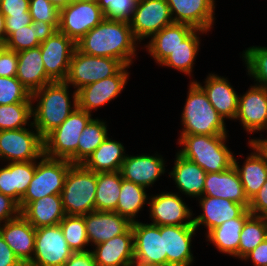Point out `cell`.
Wrapping results in <instances>:
<instances>
[{"label": "cell", "instance_id": "cell-3", "mask_svg": "<svg viewBox=\"0 0 267 266\" xmlns=\"http://www.w3.org/2000/svg\"><path fill=\"white\" fill-rule=\"evenodd\" d=\"M228 135L180 134L177 151L206 173L223 172L233 166L234 155L226 145Z\"/></svg>", "mask_w": 267, "mask_h": 266}, {"label": "cell", "instance_id": "cell-37", "mask_svg": "<svg viewBox=\"0 0 267 266\" xmlns=\"http://www.w3.org/2000/svg\"><path fill=\"white\" fill-rule=\"evenodd\" d=\"M121 184L120 171L97 173L95 211L114 212L116 210Z\"/></svg>", "mask_w": 267, "mask_h": 266}, {"label": "cell", "instance_id": "cell-23", "mask_svg": "<svg viewBox=\"0 0 267 266\" xmlns=\"http://www.w3.org/2000/svg\"><path fill=\"white\" fill-rule=\"evenodd\" d=\"M87 237L94 246L125 233L132 223L117 212L92 211L84 215Z\"/></svg>", "mask_w": 267, "mask_h": 266}, {"label": "cell", "instance_id": "cell-12", "mask_svg": "<svg viewBox=\"0 0 267 266\" xmlns=\"http://www.w3.org/2000/svg\"><path fill=\"white\" fill-rule=\"evenodd\" d=\"M173 23L170 7L166 0L138 1L129 24L139 42L151 38L164 27Z\"/></svg>", "mask_w": 267, "mask_h": 266}, {"label": "cell", "instance_id": "cell-9", "mask_svg": "<svg viewBox=\"0 0 267 266\" xmlns=\"http://www.w3.org/2000/svg\"><path fill=\"white\" fill-rule=\"evenodd\" d=\"M104 18L97 0H71L60 9L58 30L76 43Z\"/></svg>", "mask_w": 267, "mask_h": 266}, {"label": "cell", "instance_id": "cell-11", "mask_svg": "<svg viewBox=\"0 0 267 266\" xmlns=\"http://www.w3.org/2000/svg\"><path fill=\"white\" fill-rule=\"evenodd\" d=\"M73 253L59 224L40 227L36 229L34 255L27 266H63Z\"/></svg>", "mask_w": 267, "mask_h": 266}, {"label": "cell", "instance_id": "cell-4", "mask_svg": "<svg viewBox=\"0 0 267 266\" xmlns=\"http://www.w3.org/2000/svg\"><path fill=\"white\" fill-rule=\"evenodd\" d=\"M188 96L181 114L180 134L227 135L226 123L212 106L204 90L190 80Z\"/></svg>", "mask_w": 267, "mask_h": 266}, {"label": "cell", "instance_id": "cell-10", "mask_svg": "<svg viewBox=\"0 0 267 266\" xmlns=\"http://www.w3.org/2000/svg\"><path fill=\"white\" fill-rule=\"evenodd\" d=\"M44 154L43 138L38 130L22 128L0 130V160L28 162L39 160Z\"/></svg>", "mask_w": 267, "mask_h": 266}, {"label": "cell", "instance_id": "cell-34", "mask_svg": "<svg viewBox=\"0 0 267 266\" xmlns=\"http://www.w3.org/2000/svg\"><path fill=\"white\" fill-rule=\"evenodd\" d=\"M250 215L251 213L247 209L239 218H233L212 229L206 235L207 241H210L219 252L239 258L241 230Z\"/></svg>", "mask_w": 267, "mask_h": 266}, {"label": "cell", "instance_id": "cell-49", "mask_svg": "<svg viewBox=\"0 0 267 266\" xmlns=\"http://www.w3.org/2000/svg\"><path fill=\"white\" fill-rule=\"evenodd\" d=\"M29 11V0H1L0 12L4 16H24Z\"/></svg>", "mask_w": 267, "mask_h": 266}, {"label": "cell", "instance_id": "cell-21", "mask_svg": "<svg viewBox=\"0 0 267 266\" xmlns=\"http://www.w3.org/2000/svg\"><path fill=\"white\" fill-rule=\"evenodd\" d=\"M197 231L195 226H160L164 234V253L167 266H190L194 262L192 238Z\"/></svg>", "mask_w": 267, "mask_h": 266}, {"label": "cell", "instance_id": "cell-43", "mask_svg": "<svg viewBox=\"0 0 267 266\" xmlns=\"http://www.w3.org/2000/svg\"><path fill=\"white\" fill-rule=\"evenodd\" d=\"M247 75L254 79L258 86L267 88V47L251 46L242 53Z\"/></svg>", "mask_w": 267, "mask_h": 266}, {"label": "cell", "instance_id": "cell-14", "mask_svg": "<svg viewBox=\"0 0 267 266\" xmlns=\"http://www.w3.org/2000/svg\"><path fill=\"white\" fill-rule=\"evenodd\" d=\"M181 195L161 192L149 197L151 224L158 226H194L193 211L183 202Z\"/></svg>", "mask_w": 267, "mask_h": 266}, {"label": "cell", "instance_id": "cell-40", "mask_svg": "<svg viewBox=\"0 0 267 266\" xmlns=\"http://www.w3.org/2000/svg\"><path fill=\"white\" fill-rule=\"evenodd\" d=\"M107 136L106 122L92 118L78 140V164H83Z\"/></svg>", "mask_w": 267, "mask_h": 266}, {"label": "cell", "instance_id": "cell-56", "mask_svg": "<svg viewBox=\"0 0 267 266\" xmlns=\"http://www.w3.org/2000/svg\"><path fill=\"white\" fill-rule=\"evenodd\" d=\"M6 41L5 16L0 12V45Z\"/></svg>", "mask_w": 267, "mask_h": 266}, {"label": "cell", "instance_id": "cell-52", "mask_svg": "<svg viewBox=\"0 0 267 266\" xmlns=\"http://www.w3.org/2000/svg\"><path fill=\"white\" fill-rule=\"evenodd\" d=\"M243 260H250L254 266H267V238L246 255Z\"/></svg>", "mask_w": 267, "mask_h": 266}, {"label": "cell", "instance_id": "cell-42", "mask_svg": "<svg viewBox=\"0 0 267 266\" xmlns=\"http://www.w3.org/2000/svg\"><path fill=\"white\" fill-rule=\"evenodd\" d=\"M32 103H14L0 105V130L34 128L32 121ZM30 123V124H29Z\"/></svg>", "mask_w": 267, "mask_h": 266}, {"label": "cell", "instance_id": "cell-22", "mask_svg": "<svg viewBox=\"0 0 267 266\" xmlns=\"http://www.w3.org/2000/svg\"><path fill=\"white\" fill-rule=\"evenodd\" d=\"M197 200L203 213L193 218V224L196 229H199L200 225L206 227L205 235L224 222L239 218L247 210L242 204L223 198L202 196Z\"/></svg>", "mask_w": 267, "mask_h": 266}, {"label": "cell", "instance_id": "cell-51", "mask_svg": "<svg viewBox=\"0 0 267 266\" xmlns=\"http://www.w3.org/2000/svg\"><path fill=\"white\" fill-rule=\"evenodd\" d=\"M32 23L31 15L28 12L24 16H5L6 39L15 31Z\"/></svg>", "mask_w": 267, "mask_h": 266}, {"label": "cell", "instance_id": "cell-32", "mask_svg": "<svg viewBox=\"0 0 267 266\" xmlns=\"http://www.w3.org/2000/svg\"><path fill=\"white\" fill-rule=\"evenodd\" d=\"M21 215L35 228L59 224L65 217L61 195H48L30 202Z\"/></svg>", "mask_w": 267, "mask_h": 266}, {"label": "cell", "instance_id": "cell-17", "mask_svg": "<svg viewBox=\"0 0 267 266\" xmlns=\"http://www.w3.org/2000/svg\"><path fill=\"white\" fill-rule=\"evenodd\" d=\"M134 234V260L167 266V254L164 253V234L160 226L151 223H132Z\"/></svg>", "mask_w": 267, "mask_h": 266}, {"label": "cell", "instance_id": "cell-44", "mask_svg": "<svg viewBox=\"0 0 267 266\" xmlns=\"http://www.w3.org/2000/svg\"><path fill=\"white\" fill-rule=\"evenodd\" d=\"M32 103L31 93L14 77H0V105Z\"/></svg>", "mask_w": 267, "mask_h": 266}, {"label": "cell", "instance_id": "cell-33", "mask_svg": "<svg viewBox=\"0 0 267 266\" xmlns=\"http://www.w3.org/2000/svg\"><path fill=\"white\" fill-rule=\"evenodd\" d=\"M125 151L123 143L107 136L83 165L95 173L117 172L125 160Z\"/></svg>", "mask_w": 267, "mask_h": 266}, {"label": "cell", "instance_id": "cell-1", "mask_svg": "<svg viewBox=\"0 0 267 266\" xmlns=\"http://www.w3.org/2000/svg\"><path fill=\"white\" fill-rule=\"evenodd\" d=\"M136 48L138 41L128 22L105 18L76 42V49L82 53L114 58L126 66L136 58Z\"/></svg>", "mask_w": 267, "mask_h": 266}, {"label": "cell", "instance_id": "cell-13", "mask_svg": "<svg viewBox=\"0 0 267 266\" xmlns=\"http://www.w3.org/2000/svg\"><path fill=\"white\" fill-rule=\"evenodd\" d=\"M128 68L124 65L115 75L91 83L77 91V106L91 114L92 110L117 98L125 89L129 79Z\"/></svg>", "mask_w": 267, "mask_h": 266}, {"label": "cell", "instance_id": "cell-8", "mask_svg": "<svg viewBox=\"0 0 267 266\" xmlns=\"http://www.w3.org/2000/svg\"><path fill=\"white\" fill-rule=\"evenodd\" d=\"M124 65L117 59L92 56L74 50L65 82L75 91L115 75Z\"/></svg>", "mask_w": 267, "mask_h": 266}, {"label": "cell", "instance_id": "cell-41", "mask_svg": "<svg viewBox=\"0 0 267 266\" xmlns=\"http://www.w3.org/2000/svg\"><path fill=\"white\" fill-rule=\"evenodd\" d=\"M59 225L69 248L73 252L89 251L86 248L90 244L87 237L84 216L65 215Z\"/></svg>", "mask_w": 267, "mask_h": 266}, {"label": "cell", "instance_id": "cell-15", "mask_svg": "<svg viewBox=\"0 0 267 266\" xmlns=\"http://www.w3.org/2000/svg\"><path fill=\"white\" fill-rule=\"evenodd\" d=\"M76 43L59 30L40 44L47 76L54 81H65Z\"/></svg>", "mask_w": 267, "mask_h": 266}, {"label": "cell", "instance_id": "cell-18", "mask_svg": "<svg viewBox=\"0 0 267 266\" xmlns=\"http://www.w3.org/2000/svg\"><path fill=\"white\" fill-rule=\"evenodd\" d=\"M174 23L188 24L206 32L214 25L215 0H166Z\"/></svg>", "mask_w": 267, "mask_h": 266}, {"label": "cell", "instance_id": "cell-27", "mask_svg": "<svg viewBox=\"0 0 267 266\" xmlns=\"http://www.w3.org/2000/svg\"><path fill=\"white\" fill-rule=\"evenodd\" d=\"M247 144L253 152L247 156L241 168L234 155L233 165L239 174L245 195L250 201L267 180V157L254 142Z\"/></svg>", "mask_w": 267, "mask_h": 266}, {"label": "cell", "instance_id": "cell-16", "mask_svg": "<svg viewBox=\"0 0 267 266\" xmlns=\"http://www.w3.org/2000/svg\"><path fill=\"white\" fill-rule=\"evenodd\" d=\"M235 120H240L249 134L267 130V88L255 84L240 94Z\"/></svg>", "mask_w": 267, "mask_h": 266}, {"label": "cell", "instance_id": "cell-7", "mask_svg": "<svg viewBox=\"0 0 267 266\" xmlns=\"http://www.w3.org/2000/svg\"><path fill=\"white\" fill-rule=\"evenodd\" d=\"M72 163L66 159L50 158L44 154L36 160V169L20 201L22 211L30 202L48 195H61L67 172Z\"/></svg>", "mask_w": 267, "mask_h": 266}, {"label": "cell", "instance_id": "cell-24", "mask_svg": "<svg viewBox=\"0 0 267 266\" xmlns=\"http://www.w3.org/2000/svg\"><path fill=\"white\" fill-rule=\"evenodd\" d=\"M203 196L227 199L242 204L246 209L250 204L234 165L223 172L207 173Z\"/></svg>", "mask_w": 267, "mask_h": 266}, {"label": "cell", "instance_id": "cell-46", "mask_svg": "<svg viewBox=\"0 0 267 266\" xmlns=\"http://www.w3.org/2000/svg\"><path fill=\"white\" fill-rule=\"evenodd\" d=\"M29 13L32 21H43L59 28L60 9L49 0H29Z\"/></svg>", "mask_w": 267, "mask_h": 266}, {"label": "cell", "instance_id": "cell-50", "mask_svg": "<svg viewBox=\"0 0 267 266\" xmlns=\"http://www.w3.org/2000/svg\"><path fill=\"white\" fill-rule=\"evenodd\" d=\"M248 210L252 215L267 217V180L256 196L250 200Z\"/></svg>", "mask_w": 267, "mask_h": 266}, {"label": "cell", "instance_id": "cell-47", "mask_svg": "<svg viewBox=\"0 0 267 266\" xmlns=\"http://www.w3.org/2000/svg\"><path fill=\"white\" fill-rule=\"evenodd\" d=\"M17 52L0 45V77H14L17 74Z\"/></svg>", "mask_w": 267, "mask_h": 266}, {"label": "cell", "instance_id": "cell-53", "mask_svg": "<svg viewBox=\"0 0 267 266\" xmlns=\"http://www.w3.org/2000/svg\"><path fill=\"white\" fill-rule=\"evenodd\" d=\"M0 266H24L0 234Z\"/></svg>", "mask_w": 267, "mask_h": 266}, {"label": "cell", "instance_id": "cell-6", "mask_svg": "<svg viewBox=\"0 0 267 266\" xmlns=\"http://www.w3.org/2000/svg\"><path fill=\"white\" fill-rule=\"evenodd\" d=\"M92 118V114L79 107L75 108L59 127L43 139L44 155L78 164V140Z\"/></svg>", "mask_w": 267, "mask_h": 266}, {"label": "cell", "instance_id": "cell-28", "mask_svg": "<svg viewBox=\"0 0 267 266\" xmlns=\"http://www.w3.org/2000/svg\"><path fill=\"white\" fill-rule=\"evenodd\" d=\"M36 169V160L28 162H8L0 168V193L15 200L20 207Z\"/></svg>", "mask_w": 267, "mask_h": 266}, {"label": "cell", "instance_id": "cell-19", "mask_svg": "<svg viewBox=\"0 0 267 266\" xmlns=\"http://www.w3.org/2000/svg\"><path fill=\"white\" fill-rule=\"evenodd\" d=\"M0 234L24 266L33 258L36 229L20 214L0 226Z\"/></svg>", "mask_w": 267, "mask_h": 266}, {"label": "cell", "instance_id": "cell-31", "mask_svg": "<svg viewBox=\"0 0 267 266\" xmlns=\"http://www.w3.org/2000/svg\"><path fill=\"white\" fill-rule=\"evenodd\" d=\"M194 30L188 24L173 22L154 34L144 47L160 65Z\"/></svg>", "mask_w": 267, "mask_h": 266}, {"label": "cell", "instance_id": "cell-20", "mask_svg": "<svg viewBox=\"0 0 267 266\" xmlns=\"http://www.w3.org/2000/svg\"><path fill=\"white\" fill-rule=\"evenodd\" d=\"M120 173L122 178L144 188L151 185L165 173V159L159 154L126 155Z\"/></svg>", "mask_w": 267, "mask_h": 266}, {"label": "cell", "instance_id": "cell-26", "mask_svg": "<svg viewBox=\"0 0 267 266\" xmlns=\"http://www.w3.org/2000/svg\"><path fill=\"white\" fill-rule=\"evenodd\" d=\"M91 252L97 266H124L134 261V234L130 227L125 233L94 246Z\"/></svg>", "mask_w": 267, "mask_h": 266}, {"label": "cell", "instance_id": "cell-38", "mask_svg": "<svg viewBox=\"0 0 267 266\" xmlns=\"http://www.w3.org/2000/svg\"><path fill=\"white\" fill-rule=\"evenodd\" d=\"M146 188L122 178L121 194L117 203V212L131 223L137 222L136 216L145 204H148L149 197Z\"/></svg>", "mask_w": 267, "mask_h": 266}, {"label": "cell", "instance_id": "cell-35", "mask_svg": "<svg viewBox=\"0 0 267 266\" xmlns=\"http://www.w3.org/2000/svg\"><path fill=\"white\" fill-rule=\"evenodd\" d=\"M55 31L57 30L49 23L32 21L30 25L15 29L3 45L15 52L35 48L40 46Z\"/></svg>", "mask_w": 267, "mask_h": 266}, {"label": "cell", "instance_id": "cell-45", "mask_svg": "<svg viewBox=\"0 0 267 266\" xmlns=\"http://www.w3.org/2000/svg\"><path fill=\"white\" fill-rule=\"evenodd\" d=\"M105 19L130 22L137 0H97Z\"/></svg>", "mask_w": 267, "mask_h": 266}, {"label": "cell", "instance_id": "cell-25", "mask_svg": "<svg viewBox=\"0 0 267 266\" xmlns=\"http://www.w3.org/2000/svg\"><path fill=\"white\" fill-rule=\"evenodd\" d=\"M228 78L217 74H208L205 85L195 81L206 93L208 100L224 120H235L238 112L239 95Z\"/></svg>", "mask_w": 267, "mask_h": 266}, {"label": "cell", "instance_id": "cell-36", "mask_svg": "<svg viewBox=\"0 0 267 266\" xmlns=\"http://www.w3.org/2000/svg\"><path fill=\"white\" fill-rule=\"evenodd\" d=\"M207 32L201 29H195L172 53L160 64L169 68H174L186 75L193 76L192 70L194 61L199 52L200 37L199 34Z\"/></svg>", "mask_w": 267, "mask_h": 266}, {"label": "cell", "instance_id": "cell-29", "mask_svg": "<svg viewBox=\"0 0 267 266\" xmlns=\"http://www.w3.org/2000/svg\"><path fill=\"white\" fill-rule=\"evenodd\" d=\"M175 157L174 167L169 172V176L175 182L179 192L199 199L203 196L207 173L199 165L184 158L178 152Z\"/></svg>", "mask_w": 267, "mask_h": 266}, {"label": "cell", "instance_id": "cell-57", "mask_svg": "<svg viewBox=\"0 0 267 266\" xmlns=\"http://www.w3.org/2000/svg\"><path fill=\"white\" fill-rule=\"evenodd\" d=\"M58 9L65 7L71 0H49Z\"/></svg>", "mask_w": 267, "mask_h": 266}, {"label": "cell", "instance_id": "cell-54", "mask_svg": "<svg viewBox=\"0 0 267 266\" xmlns=\"http://www.w3.org/2000/svg\"><path fill=\"white\" fill-rule=\"evenodd\" d=\"M63 266H97L91 250L74 252Z\"/></svg>", "mask_w": 267, "mask_h": 266}, {"label": "cell", "instance_id": "cell-2", "mask_svg": "<svg viewBox=\"0 0 267 266\" xmlns=\"http://www.w3.org/2000/svg\"><path fill=\"white\" fill-rule=\"evenodd\" d=\"M69 87L70 85L65 81H54L31 94L32 124L43 139L59 127L78 107L77 91L74 90L71 96L73 98L71 104ZM35 101H37L36 105Z\"/></svg>", "mask_w": 267, "mask_h": 266}, {"label": "cell", "instance_id": "cell-5", "mask_svg": "<svg viewBox=\"0 0 267 266\" xmlns=\"http://www.w3.org/2000/svg\"><path fill=\"white\" fill-rule=\"evenodd\" d=\"M97 173L83 164H72L61 191L66 215L84 216L95 211Z\"/></svg>", "mask_w": 267, "mask_h": 266}, {"label": "cell", "instance_id": "cell-39", "mask_svg": "<svg viewBox=\"0 0 267 266\" xmlns=\"http://www.w3.org/2000/svg\"><path fill=\"white\" fill-rule=\"evenodd\" d=\"M267 238V217L250 215L243 224L239 243V259H243Z\"/></svg>", "mask_w": 267, "mask_h": 266}, {"label": "cell", "instance_id": "cell-30", "mask_svg": "<svg viewBox=\"0 0 267 266\" xmlns=\"http://www.w3.org/2000/svg\"><path fill=\"white\" fill-rule=\"evenodd\" d=\"M17 57L16 78L31 94L53 82L46 74L40 46L19 51Z\"/></svg>", "mask_w": 267, "mask_h": 266}, {"label": "cell", "instance_id": "cell-55", "mask_svg": "<svg viewBox=\"0 0 267 266\" xmlns=\"http://www.w3.org/2000/svg\"><path fill=\"white\" fill-rule=\"evenodd\" d=\"M248 142H254L267 157V138L249 139Z\"/></svg>", "mask_w": 267, "mask_h": 266}, {"label": "cell", "instance_id": "cell-58", "mask_svg": "<svg viewBox=\"0 0 267 266\" xmlns=\"http://www.w3.org/2000/svg\"><path fill=\"white\" fill-rule=\"evenodd\" d=\"M130 266H164V265H158L154 263H148L144 261L134 260Z\"/></svg>", "mask_w": 267, "mask_h": 266}, {"label": "cell", "instance_id": "cell-48", "mask_svg": "<svg viewBox=\"0 0 267 266\" xmlns=\"http://www.w3.org/2000/svg\"><path fill=\"white\" fill-rule=\"evenodd\" d=\"M20 214L19 204L12 198L0 193V226Z\"/></svg>", "mask_w": 267, "mask_h": 266}]
</instances>
